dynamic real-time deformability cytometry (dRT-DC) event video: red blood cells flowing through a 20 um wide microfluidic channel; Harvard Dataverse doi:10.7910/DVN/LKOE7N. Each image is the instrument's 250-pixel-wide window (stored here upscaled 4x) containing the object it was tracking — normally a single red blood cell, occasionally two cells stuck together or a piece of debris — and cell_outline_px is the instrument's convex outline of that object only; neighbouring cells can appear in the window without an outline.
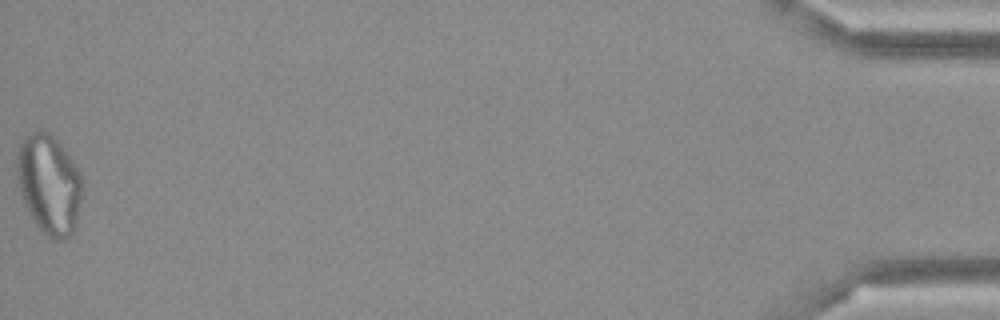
{"species": "Egyptian fruit bat (a non-hibernating species)", "species_latin": "Rousettus aegyptiacus", "temperature_condition": "cold", "stored_images_in_passage": 50, "camera_frame_rate_fps": 3000, "um_per_image_px": 0.085, "frame": {"image": 1, "passage_image": 50, "time_ms": 16.333, "image_size_px": [1000, 320], "cell_outline_px": [[84, 180], [76, 224], [72, 232], [64, 240], [52, 240], [36, 224], [28, 212], [24, 204], [20, 192], [16, 176], [16, 160], [20, 144], [24, 136], [32, 132], [48, 132], [60, 144], [76, 164]], "centroid_in_image_um": [4.17, 15.67], "position_along_channel_um": 431.0, "area_um2": 38.03}}